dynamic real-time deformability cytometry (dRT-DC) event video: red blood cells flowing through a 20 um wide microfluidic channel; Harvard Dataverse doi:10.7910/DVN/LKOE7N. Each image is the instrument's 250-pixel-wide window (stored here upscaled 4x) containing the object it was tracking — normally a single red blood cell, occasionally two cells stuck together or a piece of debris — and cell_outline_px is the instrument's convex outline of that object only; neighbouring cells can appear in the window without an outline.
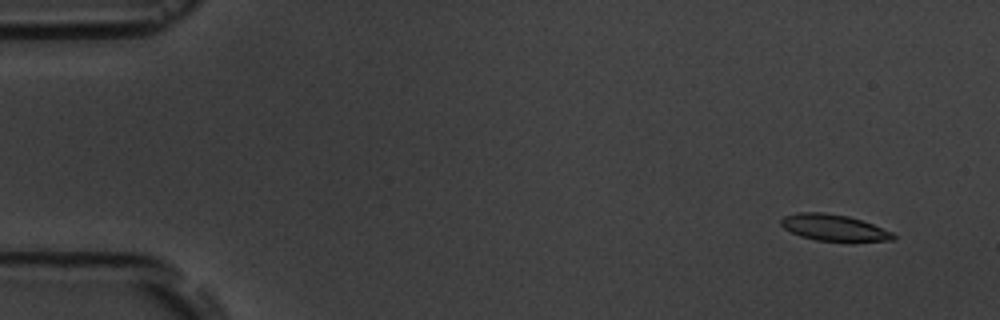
{"species": "common noctule bat (a hibernating species)", "species_latin": "Nyctalus noctula", "temperature_condition": "room temperature", "stored_images_in_passage": 15, "camera_frame_rate_fps": 3000, "um_per_image_px": 0.085, "animal": {"sex": "male", "body_mass_g": 19.5, "forearm_length_mm": 54.6}, "frame": {"image": 1, "passage_image": 1, "time_ms": 0.0, "image_size_px": [1000, 320], "cell_outline_px": [[896, 236], [892, 240], [816, 240], [800, 236], [784, 228], [780, 224], [780, 220], [784, 216], [800, 212], [824, 212], [848, 216], [872, 224], [892, 232]], "centroid_in_image_um": [70.82, 19.32], "position_along_channel_um": 14.2, "area_um2": 16.76}}
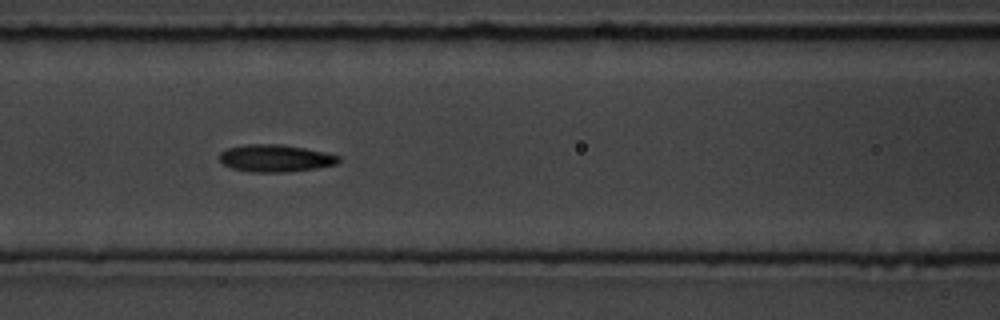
{"frame": {"image": 2, "passage_image": 7, "time_ms": 6.667, "image_size_px": [1000, 320], "cell_outline_px": [[340, 160], [336, 164], [316, 168], [288, 172], [248, 172], [232, 168], [224, 164], [220, 160], [220, 152], [228, 148], [244, 144], [280, 144], [304, 148], [324, 152], [340, 156]], "centroid_in_image_um": [23.4, 13.45], "position_along_channel_um": 143.2, "area_um2": 18.9}}
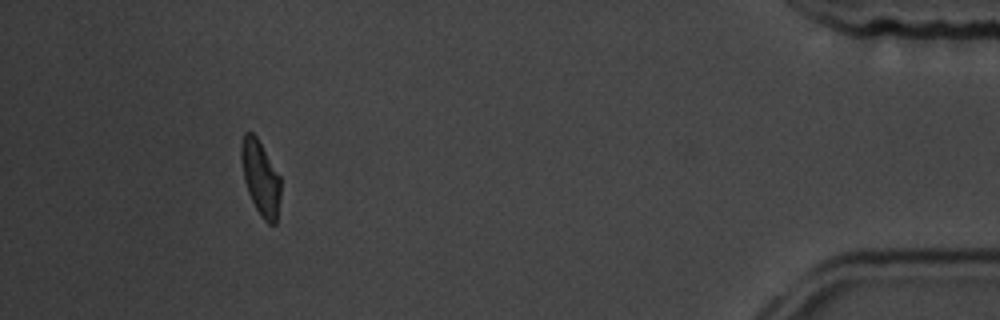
{"frame": {"image": 3, "passage_image": 14, "time_ms": 15.667, "image_size_px": [1000, 320], "cell_outline_px": [[280, 196], [276, 224], [268, 224], [260, 216], [248, 192], [244, 180], [240, 156], [240, 144], [244, 132], [252, 132], [256, 136], [280, 176]], "centroid_in_image_um": [22.13, 15.11], "position_along_channel_um": 413.1, "area_um2": 17.11}, "authors_computed_cell_mechanics": {"area_um2": 18.207, "velocity_mm_per_s": 3.6943, "shape_relaxation_time_tau1_ms": 2.7569, "shape_relaxation_time_tau2_ms": null, "deformation_change_tau1": 0.1046, "deformation_change_tau2": null}}